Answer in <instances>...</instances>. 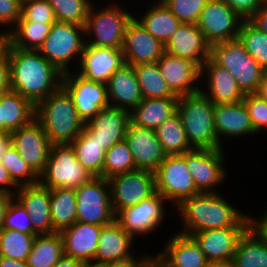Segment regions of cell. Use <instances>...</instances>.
<instances>
[{
  "instance_id": "obj_60",
  "label": "cell",
  "mask_w": 267,
  "mask_h": 267,
  "mask_svg": "<svg viewBox=\"0 0 267 267\" xmlns=\"http://www.w3.org/2000/svg\"><path fill=\"white\" fill-rule=\"evenodd\" d=\"M0 267H29L27 261L0 256Z\"/></svg>"
},
{
  "instance_id": "obj_48",
  "label": "cell",
  "mask_w": 267,
  "mask_h": 267,
  "mask_svg": "<svg viewBox=\"0 0 267 267\" xmlns=\"http://www.w3.org/2000/svg\"><path fill=\"white\" fill-rule=\"evenodd\" d=\"M31 218L15 198L11 201L4 219V229L39 235L32 226Z\"/></svg>"
},
{
  "instance_id": "obj_20",
  "label": "cell",
  "mask_w": 267,
  "mask_h": 267,
  "mask_svg": "<svg viewBox=\"0 0 267 267\" xmlns=\"http://www.w3.org/2000/svg\"><path fill=\"white\" fill-rule=\"evenodd\" d=\"M157 65L171 92L177 97L196 93L202 88L195 86L201 80V68L194 62L164 52ZM195 83V84H194Z\"/></svg>"
},
{
  "instance_id": "obj_13",
  "label": "cell",
  "mask_w": 267,
  "mask_h": 267,
  "mask_svg": "<svg viewBox=\"0 0 267 267\" xmlns=\"http://www.w3.org/2000/svg\"><path fill=\"white\" fill-rule=\"evenodd\" d=\"M243 19L223 0H209L197 22L199 30L210 44L238 38Z\"/></svg>"
},
{
  "instance_id": "obj_63",
  "label": "cell",
  "mask_w": 267,
  "mask_h": 267,
  "mask_svg": "<svg viewBox=\"0 0 267 267\" xmlns=\"http://www.w3.org/2000/svg\"><path fill=\"white\" fill-rule=\"evenodd\" d=\"M83 267H109V264L86 262L83 264Z\"/></svg>"
},
{
  "instance_id": "obj_45",
  "label": "cell",
  "mask_w": 267,
  "mask_h": 267,
  "mask_svg": "<svg viewBox=\"0 0 267 267\" xmlns=\"http://www.w3.org/2000/svg\"><path fill=\"white\" fill-rule=\"evenodd\" d=\"M53 9L56 21L85 26L90 0H47Z\"/></svg>"
},
{
  "instance_id": "obj_1",
  "label": "cell",
  "mask_w": 267,
  "mask_h": 267,
  "mask_svg": "<svg viewBox=\"0 0 267 267\" xmlns=\"http://www.w3.org/2000/svg\"><path fill=\"white\" fill-rule=\"evenodd\" d=\"M3 51L10 62L11 90L34 106L61 87L63 74L39 51L14 48L7 41Z\"/></svg>"
},
{
  "instance_id": "obj_3",
  "label": "cell",
  "mask_w": 267,
  "mask_h": 267,
  "mask_svg": "<svg viewBox=\"0 0 267 267\" xmlns=\"http://www.w3.org/2000/svg\"><path fill=\"white\" fill-rule=\"evenodd\" d=\"M35 119L51 144L71 143L85 127L71 97L62 87L35 106Z\"/></svg>"
},
{
  "instance_id": "obj_64",
  "label": "cell",
  "mask_w": 267,
  "mask_h": 267,
  "mask_svg": "<svg viewBox=\"0 0 267 267\" xmlns=\"http://www.w3.org/2000/svg\"><path fill=\"white\" fill-rule=\"evenodd\" d=\"M5 42H6L5 36L0 34V52L3 50Z\"/></svg>"
},
{
  "instance_id": "obj_41",
  "label": "cell",
  "mask_w": 267,
  "mask_h": 267,
  "mask_svg": "<svg viewBox=\"0 0 267 267\" xmlns=\"http://www.w3.org/2000/svg\"><path fill=\"white\" fill-rule=\"evenodd\" d=\"M239 41L244 45L258 64L267 71V34L256 28L249 20H243L238 33Z\"/></svg>"
},
{
  "instance_id": "obj_23",
  "label": "cell",
  "mask_w": 267,
  "mask_h": 267,
  "mask_svg": "<svg viewBox=\"0 0 267 267\" xmlns=\"http://www.w3.org/2000/svg\"><path fill=\"white\" fill-rule=\"evenodd\" d=\"M130 121L129 111L109 106L103 108L88 121L84 128L107 151L116 143L124 140Z\"/></svg>"
},
{
  "instance_id": "obj_34",
  "label": "cell",
  "mask_w": 267,
  "mask_h": 267,
  "mask_svg": "<svg viewBox=\"0 0 267 267\" xmlns=\"http://www.w3.org/2000/svg\"><path fill=\"white\" fill-rule=\"evenodd\" d=\"M151 8V9H150ZM137 21L155 38L165 44L182 22L163 2L150 7Z\"/></svg>"
},
{
  "instance_id": "obj_16",
  "label": "cell",
  "mask_w": 267,
  "mask_h": 267,
  "mask_svg": "<svg viewBox=\"0 0 267 267\" xmlns=\"http://www.w3.org/2000/svg\"><path fill=\"white\" fill-rule=\"evenodd\" d=\"M223 148L192 149L187 152V166L199 192L214 191L226 177Z\"/></svg>"
},
{
  "instance_id": "obj_40",
  "label": "cell",
  "mask_w": 267,
  "mask_h": 267,
  "mask_svg": "<svg viewBox=\"0 0 267 267\" xmlns=\"http://www.w3.org/2000/svg\"><path fill=\"white\" fill-rule=\"evenodd\" d=\"M140 91L144 98L177 97L167 86L161 75L157 62L133 66Z\"/></svg>"
},
{
  "instance_id": "obj_67",
  "label": "cell",
  "mask_w": 267,
  "mask_h": 267,
  "mask_svg": "<svg viewBox=\"0 0 267 267\" xmlns=\"http://www.w3.org/2000/svg\"><path fill=\"white\" fill-rule=\"evenodd\" d=\"M19 2H21V3H24V2H26L27 0H18Z\"/></svg>"
},
{
  "instance_id": "obj_17",
  "label": "cell",
  "mask_w": 267,
  "mask_h": 267,
  "mask_svg": "<svg viewBox=\"0 0 267 267\" xmlns=\"http://www.w3.org/2000/svg\"><path fill=\"white\" fill-rule=\"evenodd\" d=\"M122 52L125 64L136 66L157 62L165 49L164 44L152 36L136 17H133L126 27Z\"/></svg>"
},
{
  "instance_id": "obj_11",
  "label": "cell",
  "mask_w": 267,
  "mask_h": 267,
  "mask_svg": "<svg viewBox=\"0 0 267 267\" xmlns=\"http://www.w3.org/2000/svg\"><path fill=\"white\" fill-rule=\"evenodd\" d=\"M108 182L115 216L120 211L140 203L156 192L154 173L147 170L136 169L117 174L110 177Z\"/></svg>"
},
{
  "instance_id": "obj_50",
  "label": "cell",
  "mask_w": 267,
  "mask_h": 267,
  "mask_svg": "<svg viewBox=\"0 0 267 267\" xmlns=\"http://www.w3.org/2000/svg\"><path fill=\"white\" fill-rule=\"evenodd\" d=\"M22 3L18 0H0V24L15 26L21 18Z\"/></svg>"
},
{
  "instance_id": "obj_53",
  "label": "cell",
  "mask_w": 267,
  "mask_h": 267,
  "mask_svg": "<svg viewBox=\"0 0 267 267\" xmlns=\"http://www.w3.org/2000/svg\"><path fill=\"white\" fill-rule=\"evenodd\" d=\"M249 228L267 243V210L264 211L263 216L260 218L249 216Z\"/></svg>"
},
{
  "instance_id": "obj_56",
  "label": "cell",
  "mask_w": 267,
  "mask_h": 267,
  "mask_svg": "<svg viewBox=\"0 0 267 267\" xmlns=\"http://www.w3.org/2000/svg\"><path fill=\"white\" fill-rule=\"evenodd\" d=\"M151 257L152 255L146 254L136 260L133 256L126 260L110 263L109 267H142Z\"/></svg>"
},
{
  "instance_id": "obj_47",
  "label": "cell",
  "mask_w": 267,
  "mask_h": 267,
  "mask_svg": "<svg viewBox=\"0 0 267 267\" xmlns=\"http://www.w3.org/2000/svg\"><path fill=\"white\" fill-rule=\"evenodd\" d=\"M17 22L53 24L56 19L47 0H27L22 3L21 18Z\"/></svg>"
},
{
  "instance_id": "obj_66",
  "label": "cell",
  "mask_w": 267,
  "mask_h": 267,
  "mask_svg": "<svg viewBox=\"0 0 267 267\" xmlns=\"http://www.w3.org/2000/svg\"><path fill=\"white\" fill-rule=\"evenodd\" d=\"M204 267H222V266L221 265H218V264L209 263V264H207Z\"/></svg>"
},
{
  "instance_id": "obj_12",
  "label": "cell",
  "mask_w": 267,
  "mask_h": 267,
  "mask_svg": "<svg viewBox=\"0 0 267 267\" xmlns=\"http://www.w3.org/2000/svg\"><path fill=\"white\" fill-rule=\"evenodd\" d=\"M61 87L71 97L85 124L103 108L110 106L105 83L91 81L69 71L63 74Z\"/></svg>"
},
{
  "instance_id": "obj_25",
  "label": "cell",
  "mask_w": 267,
  "mask_h": 267,
  "mask_svg": "<svg viewBox=\"0 0 267 267\" xmlns=\"http://www.w3.org/2000/svg\"><path fill=\"white\" fill-rule=\"evenodd\" d=\"M208 75L209 91L201 89L214 105L242 102L245 94L239 88L230 72L216 64L210 57L201 68V77Z\"/></svg>"
},
{
  "instance_id": "obj_30",
  "label": "cell",
  "mask_w": 267,
  "mask_h": 267,
  "mask_svg": "<svg viewBox=\"0 0 267 267\" xmlns=\"http://www.w3.org/2000/svg\"><path fill=\"white\" fill-rule=\"evenodd\" d=\"M107 92L110 106L129 112L143 100L135 70L128 64L113 73L107 83Z\"/></svg>"
},
{
  "instance_id": "obj_52",
  "label": "cell",
  "mask_w": 267,
  "mask_h": 267,
  "mask_svg": "<svg viewBox=\"0 0 267 267\" xmlns=\"http://www.w3.org/2000/svg\"><path fill=\"white\" fill-rule=\"evenodd\" d=\"M11 90L10 62L7 54L0 52V97Z\"/></svg>"
},
{
  "instance_id": "obj_28",
  "label": "cell",
  "mask_w": 267,
  "mask_h": 267,
  "mask_svg": "<svg viewBox=\"0 0 267 267\" xmlns=\"http://www.w3.org/2000/svg\"><path fill=\"white\" fill-rule=\"evenodd\" d=\"M214 126L219 143L222 135L231 138L257 134L243 101L214 105Z\"/></svg>"
},
{
  "instance_id": "obj_51",
  "label": "cell",
  "mask_w": 267,
  "mask_h": 267,
  "mask_svg": "<svg viewBox=\"0 0 267 267\" xmlns=\"http://www.w3.org/2000/svg\"><path fill=\"white\" fill-rule=\"evenodd\" d=\"M243 20H249L267 0H223Z\"/></svg>"
},
{
  "instance_id": "obj_5",
  "label": "cell",
  "mask_w": 267,
  "mask_h": 267,
  "mask_svg": "<svg viewBox=\"0 0 267 267\" xmlns=\"http://www.w3.org/2000/svg\"><path fill=\"white\" fill-rule=\"evenodd\" d=\"M210 58L230 72L244 94L257 93L265 71L238 38L211 45Z\"/></svg>"
},
{
  "instance_id": "obj_27",
  "label": "cell",
  "mask_w": 267,
  "mask_h": 267,
  "mask_svg": "<svg viewBox=\"0 0 267 267\" xmlns=\"http://www.w3.org/2000/svg\"><path fill=\"white\" fill-rule=\"evenodd\" d=\"M133 240L116 220L102 226L93 262L110 264L133 257Z\"/></svg>"
},
{
  "instance_id": "obj_43",
  "label": "cell",
  "mask_w": 267,
  "mask_h": 267,
  "mask_svg": "<svg viewBox=\"0 0 267 267\" xmlns=\"http://www.w3.org/2000/svg\"><path fill=\"white\" fill-rule=\"evenodd\" d=\"M136 170L131 150L125 140L116 143L105 153L103 178Z\"/></svg>"
},
{
  "instance_id": "obj_26",
  "label": "cell",
  "mask_w": 267,
  "mask_h": 267,
  "mask_svg": "<svg viewBox=\"0 0 267 267\" xmlns=\"http://www.w3.org/2000/svg\"><path fill=\"white\" fill-rule=\"evenodd\" d=\"M102 226L76 221L60 234L64 242V254L75 259L93 262L98 249V239Z\"/></svg>"
},
{
  "instance_id": "obj_2",
  "label": "cell",
  "mask_w": 267,
  "mask_h": 267,
  "mask_svg": "<svg viewBox=\"0 0 267 267\" xmlns=\"http://www.w3.org/2000/svg\"><path fill=\"white\" fill-rule=\"evenodd\" d=\"M176 208L185 227L179 233L185 235L210 229L249 227L250 215L238 211L218 192H200Z\"/></svg>"
},
{
  "instance_id": "obj_39",
  "label": "cell",
  "mask_w": 267,
  "mask_h": 267,
  "mask_svg": "<svg viewBox=\"0 0 267 267\" xmlns=\"http://www.w3.org/2000/svg\"><path fill=\"white\" fill-rule=\"evenodd\" d=\"M155 133L167 155L184 154L193 149L177 111L156 128Z\"/></svg>"
},
{
  "instance_id": "obj_54",
  "label": "cell",
  "mask_w": 267,
  "mask_h": 267,
  "mask_svg": "<svg viewBox=\"0 0 267 267\" xmlns=\"http://www.w3.org/2000/svg\"><path fill=\"white\" fill-rule=\"evenodd\" d=\"M249 21L260 31L267 34V1L256 11Z\"/></svg>"
},
{
  "instance_id": "obj_14",
  "label": "cell",
  "mask_w": 267,
  "mask_h": 267,
  "mask_svg": "<svg viewBox=\"0 0 267 267\" xmlns=\"http://www.w3.org/2000/svg\"><path fill=\"white\" fill-rule=\"evenodd\" d=\"M10 135L11 144L21 158L40 176L45 170L52 146L41 124L34 118Z\"/></svg>"
},
{
  "instance_id": "obj_18",
  "label": "cell",
  "mask_w": 267,
  "mask_h": 267,
  "mask_svg": "<svg viewBox=\"0 0 267 267\" xmlns=\"http://www.w3.org/2000/svg\"><path fill=\"white\" fill-rule=\"evenodd\" d=\"M249 227H228L192 233L209 263L230 265L240 237Z\"/></svg>"
},
{
  "instance_id": "obj_59",
  "label": "cell",
  "mask_w": 267,
  "mask_h": 267,
  "mask_svg": "<svg viewBox=\"0 0 267 267\" xmlns=\"http://www.w3.org/2000/svg\"><path fill=\"white\" fill-rule=\"evenodd\" d=\"M11 145V135L9 132L0 130V162L3 159V154Z\"/></svg>"
},
{
  "instance_id": "obj_46",
  "label": "cell",
  "mask_w": 267,
  "mask_h": 267,
  "mask_svg": "<svg viewBox=\"0 0 267 267\" xmlns=\"http://www.w3.org/2000/svg\"><path fill=\"white\" fill-rule=\"evenodd\" d=\"M209 0H164L167 8L182 22L197 24Z\"/></svg>"
},
{
  "instance_id": "obj_62",
  "label": "cell",
  "mask_w": 267,
  "mask_h": 267,
  "mask_svg": "<svg viewBox=\"0 0 267 267\" xmlns=\"http://www.w3.org/2000/svg\"><path fill=\"white\" fill-rule=\"evenodd\" d=\"M142 267H162V261L155 255L152 256Z\"/></svg>"
},
{
  "instance_id": "obj_55",
  "label": "cell",
  "mask_w": 267,
  "mask_h": 267,
  "mask_svg": "<svg viewBox=\"0 0 267 267\" xmlns=\"http://www.w3.org/2000/svg\"><path fill=\"white\" fill-rule=\"evenodd\" d=\"M11 187V188H10ZM15 187L18 189V186L13 182V180L10 178L8 171L0 162V192H4L10 195H15L12 191L13 188ZM12 189V190H10Z\"/></svg>"
},
{
  "instance_id": "obj_29",
  "label": "cell",
  "mask_w": 267,
  "mask_h": 267,
  "mask_svg": "<svg viewBox=\"0 0 267 267\" xmlns=\"http://www.w3.org/2000/svg\"><path fill=\"white\" fill-rule=\"evenodd\" d=\"M167 242L164 251L156 255L165 267H204L209 264L191 236L178 232Z\"/></svg>"
},
{
  "instance_id": "obj_22",
  "label": "cell",
  "mask_w": 267,
  "mask_h": 267,
  "mask_svg": "<svg viewBox=\"0 0 267 267\" xmlns=\"http://www.w3.org/2000/svg\"><path fill=\"white\" fill-rule=\"evenodd\" d=\"M164 49L169 54L190 60L202 68L210 57L211 45L197 24L182 23L164 44Z\"/></svg>"
},
{
  "instance_id": "obj_35",
  "label": "cell",
  "mask_w": 267,
  "mask_h": 267,
  "mask_svg": "<svg viewBox=\"0 0 267 267\" xmlns=\"http://www.w3.org/2000/svg\"><path fill=\"white\" fill-rule=\"evenodd\" d=\"M70 145L74 149L77 160L93 177H103L106 151L89 131L83 128Z\"/></svg>"
},
{
  "instance_id": "obj_31",
  "label": "cell",
  "mask_w": 267,
  "mask_h": 267,
  "mask_svg": "<svg viewBox=\"0 0 267 267\" xmlns=\"http://www.w3.org/2000/svg\"><path fill=\"white\" fill-rule=\"evenodd\" d=\"M178 97L144 98L131 112L133 124L155 130L177 111Z\"/></svg>"
},
{
  "instance_id": "obj_38",
  "label": "cell",
  "mask_w": 267,
  "mask_h": 267,
  "mask_svg": "<svg viewBox=\"0 0 267 267\" xmlns=\"http://www.w3.org/2000/svg\"><path fill=\"white\" fill-rule=\"evenodd\" d=\"M52 24L17 22L10 31H4L6 41L14 48L38 51L49 35Z\"/></svg>"
},
{
  "instance_id": "obj_8",
  "label": "cell",
  "mask_w": 267,
  "mask_h": 267,
  "mask_svg": "<svg viewBox=\"0 0 267 267\" xmlns=\"http://www.w3.org/2000/svg\"><path fill=\"white\" fill-rule=\"evenodd\" d=\"M91 4L85 24V33L88 39L86 44L98 47L122 49L124 34L128 23L134 17L127 10L116 6H108L99 11ZM91 34V35H90Z\"/></svg>"
},
{
  "instance_id": "obj_6",
  "label": "cell",
  "mask_w": 267,
  "mask_h": 267,
  "mask_svg": "<svg viewBox=\"0 0 267 267\" xmlns=\"http://www.w3.org/2000/svg\"><path fill=\"white\" fill-rule=\"evenodd\" d=\"M85 27L82 25L56 21L51 25L49 35L38 50L62 74L69 72L72 58L81 60L86 43ZM77 56V57H75Z\"/></svg>"
},
{
  "instance_id": "obj_4",
  "label": "cell",
  "mask_w": 267,
  "mask_h": 267,
  "mask_svg": "<svg viewBox=\"0 0 267 267\" xmlns=\"http://www.w3.org/2000/svg\"><path fill=\"white\" fill-rule=\"evenodd\" d=\"M177 112L193 149H222L214 126V104L201 90L178 97Z\"/></svg>"
},
{
  "instance_id": "obj_44",
  "label": "cell",
  "mask_w": 267,
  "mask_h": 267,
  "mask_svg": "<svg viewBox=\"0 0 267 267\" xmlns=\"http://www.w3.org/2000/svg\"><path fill=\"white\" fill-rule=\"evenodd\" d=\"M1 162L8 171L10 178L18 187L39 183V176L21 158L17 149L12 144L3 154Z\"/></svg>"
},
{
  "instance_id": "obj_61",
  "label": "cell",
  "mask_w": 267,
  "mask_h": 267,
  "mask_svg": "<svg viewBox=\"0 0 267 267\" xmlns=\"http://www.w3.org/2000/svg\"><path fill=\"white\" fill-rule=\"evenodd\" d=\"M259 95L262 99L267 101V73L265 72L263 80L260 83L259 89L256 93Z\"/></svg>"
},
{
  "instance_id": "obj_49",
  "label": "cell",
  "mask_w": 267,
  "mask_h": 267,
  "mask_svg": "<svg viewBox=\"0 0 267 267\" xmlns=\"http://www.w3.org/2000/svg\"><path fill=\"white\" fill-rule=\"evenodd\" d=\"M256 132L267 129V101L256 93L245 94L243 99Z\"/></svg>"
},
{
  "instance_id": "obj_36",
  "label": "cell",
  "mask_w": 267,
  "mask_h": 267,
  "mask_svg": "<svg viewBox=\"0 0 267 267\" xmlns=\"http://www.w3.org/2000/svg\"><path fill=\"white\" fill-rule=\"evenodd\" d=\"M64 254V242L60 232L36 235L27 264L29 267H54Z\"/></svg>"
},
{
  "instance_id": "obj_33",
  "label": "cell",
  "mask_w": 267,
  "mask_h": 267,
  "mask_svg": "<svg viewBox=\"0 0 267 267\" xmlns=\"http://www.w3.org/2000/svg\"><path fill=\"white\" fill-rule=\"evenodd\" d=\"M230 267H267V243L248 228L240 237Z\"/></svg>"
},
{
  "instance_id": "obj_24",
  "label": "cell",
  "mask_w": 267,
  "mask_h": 267,
  "mask_svg": "<svg viewBox=\"0 0 267 267\" xmlns=\"http://www.w3.org/2000/svg\"><path fill=\"white\" fill-rule=\"evenodd\" d=\"M14 198L26 210L31 218L33 229L39 234H52L56 231L51 221L50 189L40 183L19 186Z\"/></svg>"
},
{
  "instance_id": "obj_7",
  "label": "cell",
  "mask_w": 267,
  "mask_h": 267,
  "mask_svg": "<svg viewBox=\"0 0 267 267\" xmlns=\"http://www.w3.org/2000/svg\"><path fill=\"white\" fill-rule=\"evenodd\" d=\"M93 176L77 160L70 143L52 144L49 159L39 183L49 189H77Z\"/></svg>"
},
{
  "instance_id": "obj_21",
  "label": "cell",
  "mask_w": 267,
  "mask_h": 267,
  "mask_svg": "<svg viewBox=\"0 0 267 267\" xmlns=\"http://www.w3.org/2000/svg\"><path fill=\"white\" fill-rule=\"evenodd\" d=\"M124 64L122 49L85 43L79 65L81 71L78 74L85 79L107 84L113 73Z\"/></svg>"
},
{
  "instance_id": "obj_37",
  "label": "cell",
  "mask_w": 267,
  "mask_h": 267,
  "mask_svg": "<svg viewBox=\"0 0 267 267\" xmlns=\"http://www.w3.org/2000/svg\"><path fill=\"white\" fill-rule=\"evenodd\" d=\"M75 189H50L51 221L56 232L70 227L77 221Z\"/></svg>"
},
{
  "instance_id": "obj_15",
  "label": "cell",
  "mask_w": 267,
  "mask_h": 267,
  "mask_svg": "<svg viewBox=\"0 0 267 267\" xmlns=\"http://www.w3.org/2000/svg\"><path fill=\"white\" fill-rule=\"evenodd\" d=\"M164 201L166 199L155 192L140 203L120 211L115 220L133 239L136 235L152 233L164 218Z\"/></svg>"
},
{
  "instance_id": "obj_42",
  "label": "cell",
  "mask_w": 267,
  "mask_h": 267,
  "mask_svg": "<svg viewBox=\"0 0 267 267\" xmlns=\"http://www.w3.org/2000/svg\"><path fill=\"white\" fill-rule=\"evenodd\" d=\"M36 235L2 229L0 231V256L27 261Z\"/></svg>"
},
{
  "instance_id": "obj_65",
  "label": "cell",
  "mask_w": 267,
  "mask_h": 267,
  "mask_svg": "<svg viewBox=\"0 0 267 267\" xmlns=\"http://www.w3.org/2000/svg\"><path fill=\"white\" fill-rule=\"evenodd\" d=\"M0 130H3L2 107H0Z\"/></svg>"
},
{
  "instance_id": "obj_19",
  "label": "cell",
  "mask_w": 267,
  "mask_h": 267,
  "mask_svg": "<svg viewBox=\"0 0 267 267\" xmlns=\"http://www.w3.org/2000/svg\"><path fill=\"white\" fill-rule=\"evenodd\" d=\"M124 140L131 150L136 169L154 173L167 156L155 130L137 126L131 121Z\"/></svg>"
},
{
  "instance_id": "obj_10",
  "label": "cell",
  "mask_w": 267,
  "mask_h": 267,
  "mask_svg": "<svg viewBox=\"0 0 267 267\" xmlns=\"http://www.w3.org/2000/svg\"><path fill=\"white\" fill-rule=\"evenodd\" d=\"M75 192L77 221L104 226L115 220L108 179L92 177Z\"/></svg>"
},
{
  "instance_id": "obj_9",
  "label": "cell",
  "mask_w": 267,
  "mask_h": 267,
  "mask_svg": "<svg viewBox=\"0 0 267 267\" xmlns=\"http://www.w3.org/2000/svg\"><path fill=\"white\" fill-rule=\"evenodd\" d=\"M155 190L179 206L185 199L199 194L187 166V152L167 155L154 172Z\"/></svg>"
},
{
  "instance_id": "obj_58",
  "label": "cell",
  "mask_w": 267,
  "mask_h": 267,
  "mask_svg": "<svg viewBox=\"0 0 267 267\" xmlns=\"http://www.w3.org/2000/svg\"><path fill=\"white\" fill-rule=\"evenodd\" d=\"M83 262L63 254L54 267H83Z\"/></svg>"
},
{
  "instance_id": "obj_57",
  "label": "cell",
  "mask_w": 267,
  "mask_h": 267,
  "mask_svg": "<svg viewBox=\"0 0 267 267\" xmlns=\"http://www.w3.org/2000/svg\"><path fill=\"white\" fill-rule=\"evenodd\" d=\"M14 199L13 195L0 192V231L4 229V219L7 212V209Z\"/></svg>"
},
{
  "instance_id": "obj_32",
  "label": "cell",
  "mask_w": 267,
  "mask_h": 267,
  "mask_svg": "<svg viewBox=\"0 0 267 267\" xmlns=\"http://www.w3.org/2000/svg\"><path fill=\"white\" fill-rule=\"evenodd\" d=\"M3 130L9 133L26 126L35 118V106L21 94L10 90L0 97Z\"/></svg>"
}]
</instances>
